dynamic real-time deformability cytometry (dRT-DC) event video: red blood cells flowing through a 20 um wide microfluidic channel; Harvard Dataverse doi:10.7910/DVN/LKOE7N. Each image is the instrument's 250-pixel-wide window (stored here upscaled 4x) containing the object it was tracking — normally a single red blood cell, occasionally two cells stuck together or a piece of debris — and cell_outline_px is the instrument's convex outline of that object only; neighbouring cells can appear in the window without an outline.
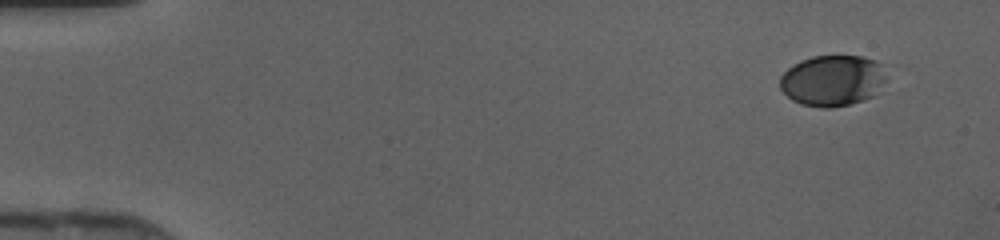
{"species": "human", "species_latin": "Homo sapiens", "temperature_condition": "cold", "stored_images_in_passage": 44, "camera_frame_rate_fps": 3000, "um_per_image_px": 0.085, "donor": {"sex": "female"}, "frame": {"image": 1, "passage_image": 1, "time_ms": 0.0, "image_size_px": [1000, 240], "cell_outline_px": [[884, 80], [876, 96], [864, 100], [832, 108], [820, 108], [800, 104], [792, 100], [780, 88], [780, 76], [788, 68], [800, 60], [812, 56], [860, 56], [876, 60], [884, 76]], "centroid_in_image_um": [70.72, 6.86], "position_along_channel_um": 14.3, "area_um2": 31.56}}
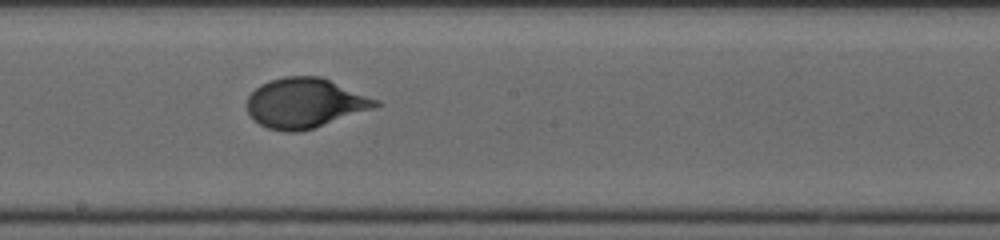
{"frame": {"image": 2, "passage_image": 24, "time_ms": 7.667, "image_size_px": [1000, 240], "cell_outline_px": [[380, 104], [372, 108], [312, 128], [296, 132], [288, 132], [268, 128], [260, 124], [248, 112], [248, 96], [260, 84], [284, 76], [320, 76], [380, 100]], "centroid_in_image_um": [25.91, 8.74], "position_along_channel_um": 222.3, "area_um2": 36.65}}
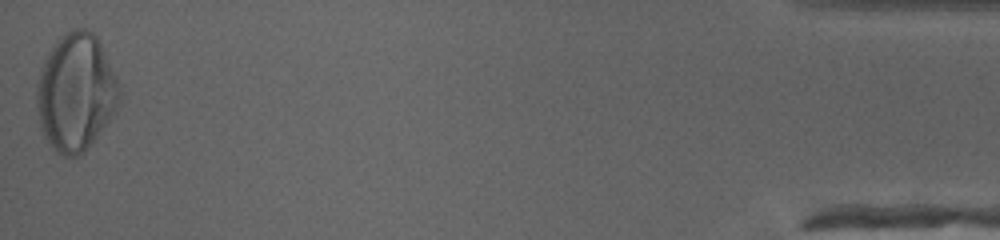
{"frame": {"image": 3, "passage_image": 44, "time_ms": 14.333, "image_size_px": [1000, 240], "cell_outline_px": [[120, 100], [116, 112], [84, 152], [76, 156], [64, 156], [56, 152], [44, 136], [40, 124], [36, 108], [36, 88], [40, 68], [48, 52], [60, 36], [76, 28], [84, 28], [92, 32], [96, 36], [120, 84]], "centroid_in_image_um": [6.44, 7.86], "position_along_channel_um": 428.8, "area_um2": 56.53}}